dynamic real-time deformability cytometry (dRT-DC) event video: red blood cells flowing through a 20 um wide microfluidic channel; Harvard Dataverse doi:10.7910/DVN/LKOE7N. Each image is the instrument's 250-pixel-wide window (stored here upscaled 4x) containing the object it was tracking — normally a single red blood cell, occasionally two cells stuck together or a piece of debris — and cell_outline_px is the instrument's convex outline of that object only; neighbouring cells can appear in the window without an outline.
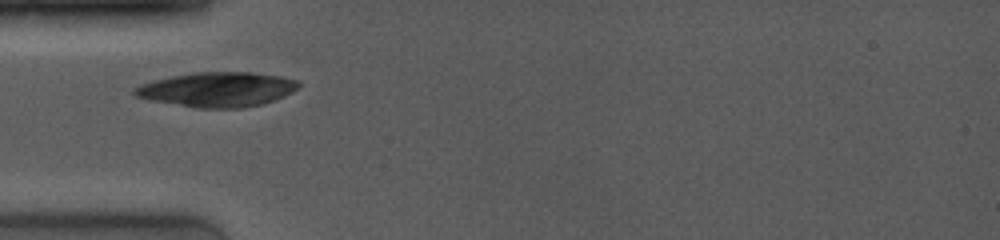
{"species": "common noctule bat (a hibernating species)", "species_latin": "Nyctalus noctula", "temperature_condition": "room temperature", "stored_images_in_passage": 3, "camera_frame_rate_fps": 4000, "um_per_image_px": 0.085, "animal": {"sex": "female", "body_mass_g": 19.0, "forearm_length_mm": 53.3}, "frame": {"image": 1, "passage_image": 2, "time_ms": 1.0, "image_size_px": [1000, 240], "cell_outline_px": [[300, 88], [284, 96], [264, 104], [244, 108], [196, 108], [148, 100], [132, 96], [132, 88], [152, 80], [172, 76], [196, 72], [252, 72], [280, 76], [296, 80], [300, 84]], "centroid_in_image_um": [18.44, 7.61], "position_along_channel_um": 66.6, "area_um2": 33.52}}